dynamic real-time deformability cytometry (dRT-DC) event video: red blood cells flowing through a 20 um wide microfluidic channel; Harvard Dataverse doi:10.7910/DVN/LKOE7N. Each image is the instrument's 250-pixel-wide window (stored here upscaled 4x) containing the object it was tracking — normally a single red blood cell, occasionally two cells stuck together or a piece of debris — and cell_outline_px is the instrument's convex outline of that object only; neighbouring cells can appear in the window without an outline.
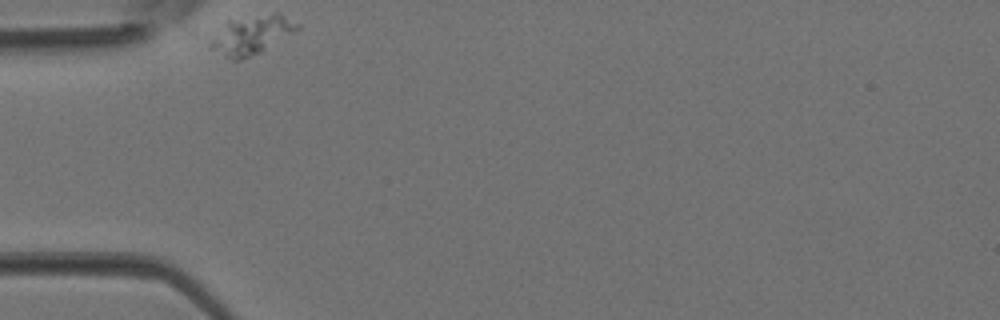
{"species": "Egyptian fruit bat (a non-hibernating species)", "species_latin": "Rousettus aegyptiacus", "temperature_condition": "room temperature", "stored_images_in_passage": 2, "camera_frame_rate_fps": 3000, "um_per_image_px": 0.085, "animal": {"sex": "female"}, "frame": {"image": 1, "passage_image": 1, "time_ms": 0.0, "image_size_px": [1000, 320], "cell_outline_px": [[300, 28], [260, 52], [240, 60], [232, 60], [224, 56], [212, 48], [208, 44], [228, 20], [276, 12], [280, 12], [300, 24]], "centroid_in_image_um": [21.43, 2.95], "position_along_channel_um": 63.6, "area_um2": 19.19}}